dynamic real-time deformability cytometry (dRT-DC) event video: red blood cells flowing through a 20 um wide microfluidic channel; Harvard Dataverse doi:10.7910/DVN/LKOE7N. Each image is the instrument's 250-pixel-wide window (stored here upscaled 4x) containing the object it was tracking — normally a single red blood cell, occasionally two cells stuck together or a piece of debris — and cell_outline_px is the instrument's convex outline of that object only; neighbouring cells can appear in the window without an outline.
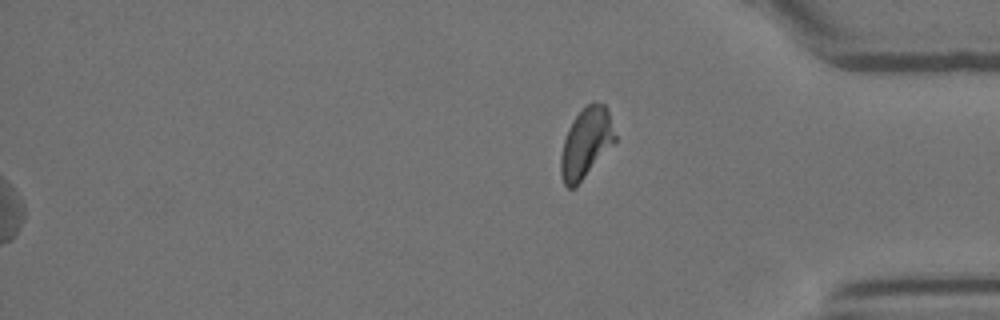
{"species": "Egyptian fruit bat (a non-hibernating species)", "species_latin": "Rousettus aegyptiacus", "temperature_condition": "room temperature", "stored_images_in_passage": 58, "segment_of_instrument_passage": [2, 2], "camera_frame_rate_fps": 3000, "um_per_image_px": 0.085, "animal": {"sex": "female"}, "frame": {"image": 1, "passage_image": 58, "time_ms": 19.0, "image_size_px": [1000, 320], "cell_outline_px": [[616, 140], [576, 188], [568, 188], [564, 184], [560, 172], [560, 156], [564, 140], [576, 116], [588, 104], [604, 104], [608, 112], [616, 136]], "centroid_in_image_um": [49.8, 12.22], "position_along_channel_um": 385.4, "area_um2": 21.56}}